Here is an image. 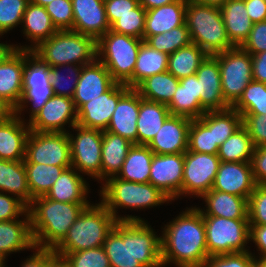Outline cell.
<instances>
[{
	"label": "cell",
	"instance_id": "obj_7",
	"mask_svg": "<svg viewBox=\"0 0 266 267\" xmlns=\"http://www.w3.org/2000/svg\"><path fill=\"white\" fill-rule=\"evenodd\" d=\"M101 203L111 212L117 221H142L137 216L119 217L116 209L150 208L171 201L151 183L126 181L115 176L107 178L100 191Z\"/></svg>",
	"mask_w": 266,
	"mask_h": 267
},
{
	"label": "cell",
	"instance_id": "obj_46",
	"mask_svg": "<svg viewBox=\"0 0 266 267\" xmlns=\"http://www.w3.org/2000/svg\"><path fill=\"white\" fill-rule=\"evenodd\" d=\"M78 64H65V65H58L55 67H50V80H51V86L53 88L54 95L58 96H65L69 98H73L76 85L78 83V79L80 77L81 71H82V65ZM69 68L68 72L71 73L70 75L68 74V78L72 81H68V78L60 74V68L64 67ZM73 67V68H72ZM73 73V74H72ZM73 82V83H72ZM69 83H72L71 87L68 85ZM68 87H66V86ZM71 89H70V88ZM65 88V89H64ZM68 89H70L68 91Z\"/></svg>",
	"mask_w": 266,
	"mask_h": 267
},
{
	"label": "cell",
	"instance_id": "obj_35",
	"mask_svg": "<svg viewBox=\"0 0 266 267\" xmlns=\"http://www.w3.org/2000/svg\"><path fill=\"white\" fill-rule=\"evenodd\" d=\"M0 191L15 195L27 207L33 201L28 187L24 161L0 159Z\"/></svg>",
	"mask_w": 266,
	"mask_h": 267
},
{
	"label": "cell",
	"instance_id": "obj_50",
	"mask_svg": "<svg viewBox=\"0 0 266 267\" xmlns=\"http://www.w3.org/2000/svg\"><path fill=\"white\" fill-rule=\"evenodd\" d=\"M45 9L57 30L73 29L72 0H54Z\"/></svg>",
	"mask_w": 266,
	"mask_h": 267
},
{
	"label": "cell",
	"instance_id": "obj_30",
	"mask_svg": "<svg viewBox=\"0 0 266 267\" xmlns=\"http://www.w3.org/2000/svg\"><path fill=\"white\" fill-rule=\"evenodd\" d=\"M202 198L207 209L203 216H216L228 219H248V199L211 189Z\"/></svg>",
	"mask_w": 266,
	"mask_h": 267
},
{
	"label": "cell",
	"instance_id": "obj_66",
	"mask_svg": "<svg viewBox=\"0 0 266 267\" xmlns=\"http://www.w3.org/2000/svg\"><path fill=\"white\" fill-rule=\"evenodd\" d=\"M198 4H204V5H213V6H222L224 3H226L228 0H191Z\"/></svg>",
	"mask_w": 266,
	"mask_h": 267
},
{
	"label": "cell",
	"instance_id": "obj_32",
	"mask_svg": "<svg viewBox=\"0 0 266 267\" xmlns=\"http://www.w3.org/2000/svg\"><path fill=\"white\" fill-rule=\"evenodd\" d=\"M170 115L167 105L146 100L140 96L137 144L148 145Z\"/></svg>",
	"mask_w": 266,
	"mask_h": 267
},
{
	"label": "cell",
	"instance_id": "obj_25",
	"mask_svg": "<svg viewBox=\"0 0 266 267\" xmlns=\"http://www.w3.org/2000/svg\"><path fill=\"white\" fill-rule=\"evenodd\" d=\"M25 124L16 113L0 122V159L25 160L26 141L30 132L29 125Z\"/></svg>",
	"mask_w": 266,
	"mask_h": 267
},
{
	"label": "cell",
	"instance_id": "obj_51",
	"mask_svg": "<svg viewBox=\"0 0 266 267\" xmlns=\"http://www.w3.org/2000/svg\"><path fill=\"white\" fill-rule=\"evenodd\" d=\"M249 225H266V184H257L248 199Z\"/></svg>",
	"mask_w": 266,
	"mask_h": 267
},
{
	"label": "cell",
	"instance_id": "obj_6",
	"mask_svg": "<svg viewBox=\"0 0 266 267\" xmlns=\"http://www.w3.org/2000/svg\"><path fill=\"white\" fill-rule=\"evenodd\" d=\"M185 24L192 43L199 46L208 55L235 47L228 38L218 6L198 4L187 0Z\"/></svg>",
	"mask_w": 266,
	"mask_h": 267
},
{
	"label": "cell",
	"instance_id": "obj_11",
	"mask_svg": "<svg viewBox=\"0 0 266 267\" xmlns=\"http://www.w3.org/2000/svg\"><path fill=\"white\" fill-rule=\"evenodd\" d=\"M53 95L50 66L41 61L32 51L25 50L23 95L14 113L21 115L20 112L23 111L25 103L32 102L31 120Z\"/></svg>",
	"mask_w": 266,
	"mask_h": 267
},
{
	"label": "cell",
	"instance_id": "obj_40",
	"mask_svg": "<svg viewBox=\"0 0 266 267\" xmlns=\"http://www.w3.org/2000/svg\"><path fill=\"white\" fill-rule=\"evenodd\" d=\"M200 118L213 128L214 143L218 147L243 126L242 115L232 107L222 111H207Z\"/></svg>",
	"mask_w": 266,
	"mask_h": 267
},
{
	"label": "cell",
	"instance_id": "obj_67",
	"mask_svg": "<svg viewBox=\"0 0 266 267\" xmlns=\"http://www.w3.org/2000/svg\"><path fill=\"white\" fill-rule=\"evenodd\" d=\"M53 1L54 0H30L31 3L44 7Z\"/></svg>",
	"mask_w": 266,
	"mask_h": 267
},
{
	"label": "cell",
	"instance_id": "obj_58",
	"mask_svg": "<svg viewBox=\"0 0 266 267\" xmlns=\"http://www.w3.org/2000/svg\"><path fill=\"white\" fill-rule=\"evenodd\" d=\"M245 5L253 24L266 21V0H245Z\"/></svg>",
	"mask_w": 266,
	"mask_h": 267
},
{
	"label": "cell",
	"instance_id": "obj_39",
	"mask_svg": "<svg viewBox=\"0 0 266 267\" xmlns=\"http://www.w3.org/2000/svg\"><path fill=\"white\" fill-rule=\"evenodd\" d=\"M207 56L204 50L191 43L169 54L167 71L177 79L195 75Z\"/></svg>",
	"mask_w": 266,
	"mask_h": 267
},
{
	"label": "cell",
	"instance_id": "obj_10",
	"mask_svg": "<svg viewBox=\"0 0 266 267\" xmlns=\"http://www.w3.org/2000/svg\"><path fill=\"white\" fill-rule=\"evenodd\" d=\"M218 59L224 100L232 107L253 80L251 55L242 47L214 54Z\"/></svg>",
	"mask_w": 266,
	"mask_h": 267
},
{
	"label": "cell",
	"instance_id": "obj_17",
	"mask_svg": "<svg viewBox=\"0 0 266 267\" xmlns=\"http://www.w3.org/2000/svg\"><path fill=\"white\" fill-rule=\"evenodd\" d=\"M77 124V110L72 98L53 95L29 120V128L37 132H66L64 126Z\"/></svg>",
	"mask_w": 266,
	"mask_h": 267
},
{
	"label": "cell",
	"instance_id": "obj_34",
	"mask_svg": "<svg viewBox=\"0 0 266 267\" xmlns=\"http://www.w3.org/2000/svg\"><path fill=\"white\" fill-rule=\"evenodd\" d=\"M22 23L24 26L25 36L31 39L34 45L32 47H19L15 46V49L30 50L36 48L42 41L49 39L58 30L53 25L49 14L46 12L44 6H39L31 2L28 3L23 15Z\"/></svg>",
	"mask_w": 266,
	"mask_h": 267
},
{
	"label": "cell",
	"instance_id": "obj_16",
	"mask_svg": "<svg viewBox=\"0 0 266 267\" xmlns=\"http://www.w3.org/2000/svg\"><path fill=\"white\" fill-rule=\"evenodd\" d=\"M184 153L153 154L149 183L171 201L182 195Z\"/></svg>",
	"mask_w": 266,
	"mask_h": 267
},
{
	"label": "cell",
	"instance_id": "obj_8",
	"mask_svg": "<svg viewBox=\"0 0 266 267\" xmlns=\"http://www.w3.org/2000/svg\"><path fill=\"white\" fill-rule=\"evenodd\" d=\"M143 39L109 30L97 40V56L115 82L133 88V72Z\"/></svg>",
	"mask_w": 266,
	"mask_h": 267
},
{
	"label": "cell",
	"instance_id": "obj_56",
	"mask_svg": "<svg viewBox=\"0 0 266 267\" xmlns=\"http://www.w3.org/2000/svg\"><path fill=\"white\" fill-rule=\"evenodd\" d=\"M104 5L111 27L121 16L134 13V9L139 5V0H106Z\"/></svg>",
	"mask_w": 266,
	"mask_h": 267
},
{
	"label": "cell",
	"instance_id": "obj_28",
	"mask_svg": "<svg viewBox=\"0 0 266 267\" xmlns=\"http://www.w3.org/2000/svg\"><path fill=\"white\" fill-rule=\"evenodd\" d=\"M187 0H177L171 4L146 11L144 36L169 32L185 24Z\"/></svg>",
	"mask_w": 266,
	"mask_h": 267
},
{
	"label": "cell",
	"instance_id": "obj_26",
	"mask_svg": "<svg viewBox=\"0 0 266 267\" xmlns=\"http://www.w3.org/2000/svg\"><path fill=\"white\" fill-rule=\"evenodd\" d=\"M25 220L0 221V258L5 261L8 254L25 249H36L31 230L30 214Z\"/></svg>",
	"mask_w": 266,
	"mask_h": 267
},
{
	"label": "cell",
	"instance_id": "obj_23",
	"mask_svg": "<svg viewBox=\"0 0 266 267\" xmlns=\"http://www.w3.org/2000/svg\"><path fill=\"white\" fill-rule=\"evenodd\" d=\"M114 83L111 74L99 59L84 65L72 98L76 110L84 103L102 95Z\"/></svg>",
	"mask_w": 266,
	"mask_h": 267
},
{
	"label": "cell",
	"instance_id": "obj_14",
	"mask_svg": "<svg viewBox=\"0 0 266 267\" xmlns=\"http://www.w3.org/2000/svg\"><path fill=\"white\" fill-rule=\"evenodd\" d=\"M221 160L217 154L184 153L182 195L202 197L213 187Z\"/></svg>",
	"mask_w": 266,
	"mask_h": 267
},
{
	"label": "cell",
	"instance_id": "obj_47",
	"mask_svg": "<svg viewBox=\"0 0 266 267\" xmlns=\"http://www.w3.org/2000/svg\"><path fill=\"white\" fill-rule=\"evenodd\" d=\"M145 18L146 10L139 4L134 9V13L121 16V18L111 26L110 30L118 34L130 35L143 39Z\"/></svg>",
	"mask_w": 266,
	"mask_h": 267
},
{
	"label": "cell",
	"instance_id": "obj_64",
	"mask_svg": "<svg viewBox=\"0 0 266 267\" xmlns=\"http://www.w3.org/2000/svg\"><path fill=\"white\" fill-rule=\"evenodd\" d=\"M48 267H71L68 261L57 254H55L48 262Z\"/></svg>",
	"mask_w": 266,
	"mask_h": 267
},
{
	"label": "cell",
	"instance_id": "obj_3",
	"mask_svg": "<svg viewBox=\"0 0 266 267\" xmlns=\"http://www.w3.org/2000/svg\"><path fill=\"white\" fill-rule=\"evenodd\" d=\"M89 205L90 203L58 202L45 196L34 198L28 212L35 247L54 249Z\"/></svg>",
	"mask_w": 266,
	"mask_h": 267
},
{
	"label": "cell",
	"instance_id": "obj_48",
	"mask_svg": "<svg viewBox=\"0 0 266 267\" xmlns=\"http://www.w3.org/2000/svg\"><path fill=\"white\" fill-rule=\"evenodd\" d=\"M28 0H0V35L22 23Z\"/></svg>",
	"mask_w": 266,
	"mask_h": 267
},
{
	"label": "cell",
	"instance_id": "obj_68",
	"mask_svg": "<svg viewBox=\"0 0 266 267\" xmlns=\"http://www.w3.org/2000/svg\"><path fill=\"white\" fill-rule=\"evenodd\" d=\"M254 267H266V259H255Z\"/></svg>",
	"mask_w": 266,
	"mask_h": 267
},
{
	"label": "cell",
	"instance_id": "obj_42",
	"mask_svg": "<svg viewBox=\"0 0 266 267\" xmlns=\"http://www.w3.org/2000/svg\"><path fill=\"white\" fill-rule=\"evenodd\" d=\"M254 150L255 146L247 129L241 126L221 144L217 156L221 162H251Z\"/></svg>",
	"mask_w": 266,
	"mask_h": 267
},
{
	"label": "cell",
	"instance_id": "obj_37",
	"mask_svg": "<svg viewBox=\"0 0 266 267\" xmlns=\"http://www.w3.org/2000/svg\"><path fill=\"white\" fill-rule=\"evenodd\" d=\"M178 84L179 79L166 71L146 78L135 89L146 100L168 105Z\"/></svg>",
	"mask_w": 266,
	"mask_h": 267
},
{
	"label": "cell",
	"instance_id": "obj_9",
	"mask_svg": "<svg viewBox=\"0 0 266 267\" xmlns=\"http://www.w3.org/2000/svg\"><path fill=\"white\" fill-rule=\"evenodd\" d=\"M208 256L247 252L249 219L203 216Z\"/></svg>",
	"mask_w": 266,
	"mask_h": 267
},
{
	"label": "cell",
	"instance_id": "obj_38",
	"mask_svg": "<svg viewBox=\"0 0 266 267\" xmlns=\"http://www.w3.org/2000/svg\"><path fill=\"white\" fill-rule=\"evenodd\" d=\"M168 56L167 53L155 50L143 40L134 67L133 88H136L143 80L150 76L166 72Z\"/></svg>",
	"mask_w": 266,
	"mask_h": 267
},
{
	"label": "cell",
	"instance_id": "obj_5",
	"mask_svg": "<svg viewBox=\"0 0 266 267\" xmlns=\"http://www.w3.org/2000/svg\"><path fill=\"white\" fill-rule=\"evenodd\" d=\"M32 53L50 67L65 64L84 66L98 58L97 40L72 30H58Z\"/></svg>",
	"mask_w": 266,
	"mask_h": 267
},
{
	"label": "cell",
	"instance_id": "obj_20",
	"mask_svg": "<svg viewBox=\"0 0 266 267\" xmlns=\"http://www.w3.org/2000/svg\"><path fill=\"white\" fill-rule=\"evenodd\" d=\"M199 81L201 107L207 111H222L231 106L224 100L218 59L208 55L195 73Z\"/></svg>",
	"mask_w": 266,
	"mask_h": 267
},
{
	"label": "cell",
	"instance_id": "obj_1",
	"mask_svg": "<svg viewBox=\"0 0 266 267\" xmlns=\"http://www.w3.org/2000/svg\"><path fill=\"white\" fill-rule=\"evenodd\" d=\"M111 267H162L161 236L142 221H117L102 246Z\"/></svg>",
	"mask_w": 266,
	"mask_h": 267
},
{
	"label": "cell",
	"instance_id": "obj_19",
	"mask_svg": "<svg viewBox=\"0 0 266 267\" xmlns=\"http://www.w3.org/2000/svg\"><path fill=\"white\" fill-rule=\"evenodd\" d=\"M188 117L170 115L151 142L147 145L154 154H180L188 150Z\"/></svg>",
	"mask_w": 266,
	"mask_h": 267
},
{
	"label": "cell",
	"instance_id": "obj_53",
	"mask_svg": "<svg viewBox=\"0 0 266 267\" xmlns=\"http://www.w3.org/2000/svg\"><path fill=\"white\" fill-rule=\"evenodd\" d=\"M243 126L247 129L255 148L266 144V114H242Z\"/></svg>",
	"mask_w": 266,
	"mask_h": 267
},
{
	"label": "cell",
	"instance_id": "obj_44",
	"mask_svg": "<svg viewBox=\"0 0 266 267\" xmlns=\"http://www.w3.org/2000/svg\"><path fill=\"white\" fill-rule=\"evenodd\" d=\"M143 40L155 50L168 55L192 43L186 24L163 34L143 36Z\"/></svg>",
	"mask_w": 266,
	"mask_h": 267
},
{
	"label": "cell",
	"instance_id": "obj_4",
	"mask_svg": "<svg viewBox=\"0 0 266 267\" xmlns=\"http://www.w3.org/2000/svg\"><path fill=\"white\" fill-rule=\"evenodd\" d=\"M117 220L100 202L86 207L64 239L53 249L54 253L64 256L67 253L103 246L107 235Z\"/></svg>",
	"mask_w": 266,
	"mask_h": 267
},
{
	"label": "cell",
	"instance_id": "obj_41",
	"mask_svg": "<svg viewBox=\"0 0 266 267\" xmlns=\"http://www.w3.org/2000/svg\"><path fill=\"white\" fill-rule=\"evenodd\" d=\"M31 197L45 196L64 169L71 166H55L38 163H24Z\"/></svg>",
	"mask_w": 266,
	"mask_h": 267
},
{
	"label": "cell",
	"instance_id": "obj_65",
	"mask_svg": "<svg viewBox=\"0 0 266 267\" xmlns=\"http://www.w3.org/2000/svg\"><path fill=\"white\" fill-rule=\"evenodd\" d=\"M15 49L13 45L0 43V63Z\"/></svg>",
	"mask_w": 266,
	"mask_h": 267
},
{
	"label": "cell",
	"instance_id": "obj_69",
	"mask_svg": "<svg viewBox=\"0 0 266 267\" xmlns=\"http://www.w3.org/2000/svg\"><path fill=\"white\" fill-rule=\"evenodd\" d=\"M4 260L0 263V267H4L5 265H4Z\"/></svg>",
	"mask_w": 266,
	"mask_h": 267
},
{
	"label": "cell",
	"instance_id": "obj_61",
	"mask_svg": "<svg viewBox=\"0 0 266 267\" xmlns=\"http://www.w3.org/2000/svg\"><path fill=\"white\" fill-rule=\"evenodd\" d=\"M253 80L266 84V51L251 55Z\"/></svg>",
	"mask_w": 266,
	"mask_h": 267
},
{
	"label": "cell",
	"instance_id": "obj_27",
	"mask_svg": "<svg viewBox=\"0 0 266 267\" xmlns=\"http://www.w3.org/2000/svg\"><path fill=\"white\" fill-rule=\"evenodd\" d=\"M199 81L196 74L179 79L177 90L167 105L171 115L190 119L200 118L206 111L201 107Z\"/></svg>",
	"mask_w": 266,
	"mask_h": 267
},
{
	"label": "cell",
	"instance_id": "obj_60",
	"mask_svg": "<svg viewBox=\"0 0 266 267\" xmlns=\"http://www.w3.org/2000/svg\"><path fill=\"white\" fill-rule=\"evenodd\" d=\"M36 251L23 262L22 267H48L49 260L55 255L53 249L36 248Z\"/></svg>",
	"mask_w": 266,
	"mask_h": 267
},
{
	"label": "cell",
	"instance_id": "obj_43",
	"mask_svg": "<svg viewBox=\"0 0 266 267\" xmlns=\"http://www.w3.org/2000/svg\"><path fill=\"white\" fill-rule=\"evenodd\" d=\"M242 114H266V84L252 80L245 88L242 96L232 106Z\"/></svg>",
	"mask_w": 266,
	"mask_h": 267
},
{
	"label": "cell",
	"instance_id": "obj_12",
	"mask_svg": "<svg viewBox=\"0 0 266 267\" xmlns=\"http://www.w3.org/2000/svg\"><path fill=\"white\" fill-rule=\"evenodd\" d=\"M24 163L72 166L68 132L30 130L26 141Z\"/></svg>",
	"mask_w": 266,
	"mask_h": 267
},
{
	"label": "cell",
	"instance_id": "obj_31",
	"mask_svg": "<svg viewBox=\"0 0 266 267\" xmlns=\"http://www.w3.org/2000/svg\"><path fill=\"white\" fill-rule=\"evenodd\" d=\"M132 146L133 143L128 139L106 130L102 131L101 180L117 176Z\"/></svg>",
	"mask_w": 266,
	"mask_h": 267
},
{
	"label": "cell",
	"instance_id": "obj_18",
	"mask_svg": "<svg viewBox=\"0 0 266 267\" xmlns=\"http://www.w3.org/2000/svg\"><path fill=\"white\" fill-rule=\"evenodd\" d=\"M256 185L250 162H221L212 189L249 199Z\"/></svg>",
	"mask_w": 266,
	"mask_h": 267
},
{
	"label": "cell",
	"instance_id": "obj_59",
	"mask_svg": "<svg viewBox=\"0 0 266 267\" xmlns=\"http://www.w3.org/2000/svg\"><path fill=\"white\" fill-rule=\"evenodd\" d=\"M249 239L261 251L260 259H266V225H249Z\"/></svg>",
	"mask_w": 266,
	"mask_h": 267
},
{
	"label": "cell",
	"instance_id": "obj_33",
	"mask_svg": "<svg viewBox=\"0 0 266 267\" xmlns=\"http://www.w3.org/2000/svg\"><path fill=\"white\" fill-rule=\"evenodd\" d=\"M75 170L72 166L64 169L45 197L64 203H90L86 200L87 183Z\"/></svg>",
	"mask_w": 266,
	"mask_h": 267
},
{
	"label": "cell",
	"instance_id": "obj_24",
	"mask_svg": "<svg viewBox=\"0 0 266 267\" xmlns=\"http://www.w3.org/2000/svg\"><path fill=\"white\" fill-rule=\"evenodd\" d=\"M140 108V94L129 88L119 99L111 121L106 129L137 144V119Z\"/></svg>",
	"mask_w": 266,
	"mask_h": 267
},
{
	"label": "cell",
	"instance_id": "obj_52",
	"mask_svg": "<svg viewBox=\"0 0 266 267\" xmlns=\"http://www.w3.org/2000/svg\"><path fill=\"white\" fill-rule=\"evenodd\" d=\"M255 257L247 252H235L210 256L203 267H254Z\"/></svg>",
	"mask_w": 266,
	"mask_h": 267
},
{
	"label": "cell",
	"instance_id": "obj_21",
	"mask_svg": "<svg viewBox=\"0 0 266 267\" xmlns=\"http://www.w3.org/2000/svg\"><path fill=\"white\" fill-rule=\"evenodd\" d=\"M73 29L72 31L91 36L98 40L110 29L104 1L72 0Z\"/></svg>",
	"mask_w": 266,
	"mask_h": 267
},
{
	"label": "cell",
	"instance_id": "obj_49",
	"mask_svg": "<svg viewBox=\"0 0 266 267\" xmlns=\"http://www.w3.org/2000/svg\"><path fill=\"white\" fill-rule=\"evenodd\" d=\"M63 257L68 261L71 267H111L102 246L67 253Z\"/></svg>",
	"mask_w": 266,
	"mask_h": 267
},
{
	"label": "cell",
	"instance_id": "obj_45",
	"mask_svg": "<svg viewBox=\"0 0 266 267\" xmlns=\"http://www.w3.org/2000/svg\"><path fill=\"white\" fill-rule=\"evenodd\" d=\"M219 147L214 143L213 128L201 118L192 119L189 127L188 150L196 153L217 154Z\"/></svg>",
	"mask_w": 266,
	"mask_h": 267
},
{
	"label": "cell",
	"instance_id": "obj_36",
	"mask_svg": "<svg viewBox=\"0 0 266 267\" xmlns=\"http://www.w3.org/2000/svg\"><path fill=\"white\" fill-rule=\"evenodd\" d=\"M153 154L147 145L133 144L116 177L137 183H149Z\"/></svg>",
	"mask_w": 266,
	"mask_h": 267
},
{
	"label": "cell",
	"instance_id": "obj_55",
	"mask_svg": "<svg viewBox=\"0 0 266 267\" xmlns=\"http://www.w3.org/2000/svg\"><path fill=\"white\" fill-rule=\"evenodd\" d=\"M241 47L250 55L266 51V21L252 25L249 37Z\"/></svg>",
	"mask_w": 266,
	"mask_h": 267
},
{
	"label": "cell",
	"instance_id": "obj_2",
	"mask_svg": "<svg viewBox=\"0 0 266 267\" xmlns=\"http://www.w3.org/2000/svg\"><path fill=\"white\" fill-rule=\"evenodd\" d=\"M161 236L162 265L203 267L209 258L206 229L200 208H188L168 225Z\"/></svg>",
	"mask_w": 266,
	"mask_h": 267
},
{
	"label": "cell",
	"instance_id": "obj_63",
	"mask_svg": "<svg viewBox=\"0 0 266 267\" xmlns=\"http://www.w3.org/2000/svg\"><path fill=\"white\" fill-rule=\"evenodd\" d=\"M14 114V109L0 97V122Z\"/></svg>",
	"mask_w": 266,
	"mask_h": 267
},
{
	"label": "cell",
	"instance_id": "obj_57",
	"mask_svg": "<svg viewBox=\"0 0 266 267\" xmlns=\"http://www.w3.org/2000/svg\"><path fill=\"white\" fill-rule=\"evenodd\" d=\"M250 163L256 184H266V144L255 148Z\"/></svg>",
	"mask_w": 266,
	"mask_h": 267
},
{
	"label": "cell",
	"instance_id": "obj_13",
	"mask_svg": "<svg viewBox=\"0 0 266 267\" xmlns=\"http://www.w3.org/2000/svg\"><path fill=\"white\" fill-rule=\"evenodd\" d=\"M77 135L68 133L72 167L101 180L102 130L73 126Z\"/></svg>",
	"mask_w": 266,
	"mask_h": 267
},
{
	"label": "cell",
	"instance_id": "obj_22",
	"mask_svg": "<svg viewBox=\"0 0 266 267\" xmlns=\"http://www.w3.org/2000/svg\"><path fill=\"white\" fill-rule=\"evenodd\" d=\"M25 50L14 49L0 63V97L14 110L23 95Z\"/></svg>",
	"mask_w": 266,
	"mask_h": 267
},
{
	"label": "cell",
	"instance_id": "obj_15",
	"mask_svg": "<svg viewBox=\"0 0 266 267\" xmlns=\"http://www.w3.org/2000/svg\"><path fill=\"white\" fill-rule=\"evenodd\" d=\"M128 89L127 85L115 82L102 95L84 103L77 110V124L85 128L106 130L120 97Z\"/></svg>",
	"mask_w": 266,
	"mask_h": 267
},
{
	"label": "cell",
	"instance_id": "obj_62",
	"mask_svg": "<svg viewBox=\"0 0 266 267\" xmlns=\"http://www.w3.org/2000/svg\"><path fill=\"white\" fill-rule=\"evenodd\" d=\"M177 0H139V4L147 11L156 7L171 4Z\"/></svg>",
	"mask_w": 266,
	"mask_h": 267
},
{
	"label": "cell",
	"instance_id": "obj_29",
	"mask_svg": "<svg viewBox=\"0 0 266 267\" xmlns=\"http://www.w3.org/2000/svg\"><path fill=\"white\" fill-rule=\"evenodd\" d=\"M219 8L228 38L235 47H241L248 39L253 25L245 0H228Z\"/></svg>",
	"mask_w": 266,
	"mask_h": 267
},
{
	"label": "cell",
	"instance_id": "obj_54",
	"mask_svg": "<svg viewBox=\"0 0 266 267\" xmlns=\"http://www.w3.org/2000/svg\"><path fill=\"white\" fill-rule=\"evenodd\" d=\"M27 212L28 207L22 201L0 191V221L15 220Z\"/></svg>",
	"mask_w": 266,
	"mask_h": 267
}]
</instances>
